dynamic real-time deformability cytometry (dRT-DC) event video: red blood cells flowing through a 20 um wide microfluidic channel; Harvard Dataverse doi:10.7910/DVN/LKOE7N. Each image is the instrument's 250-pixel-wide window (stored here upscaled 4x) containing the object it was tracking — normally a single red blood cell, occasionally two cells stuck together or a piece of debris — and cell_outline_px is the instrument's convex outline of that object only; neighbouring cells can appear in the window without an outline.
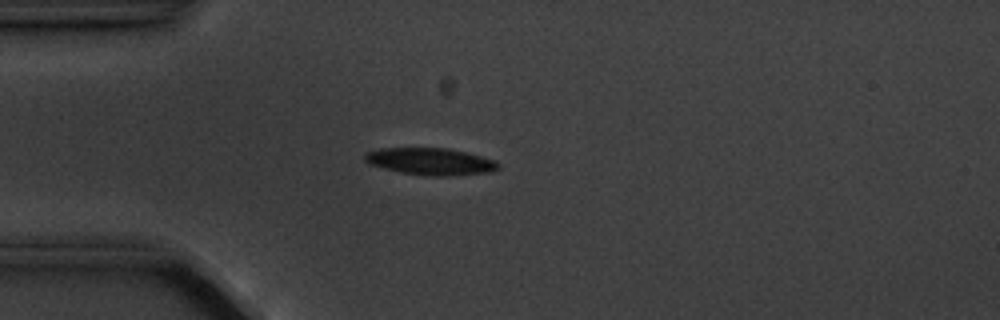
{"species": "common noctule bat (a hibernating species)", "species_latin": "Nyctalus noctula", "temperature_condition": "cold", "stored_images_in_passage": 4, "camera_frame_rate_fps": 3000, "um_per_image_px": 0.085, "animal": {"sex": "male", "body_mass_g": 20.1, "forearm_length_mm": 53.5}, "frame": {"image": 1, "passage_image": 4, "time_ms": 3.333, "image_size_px": [1000, 320], "cell_outline_px": [[500, 168], [492, 172], [448, 176], [432, 176], [400, 172], [368, 164], [364, 160], [364, 156], [368, 152], [380, 148], [448, 148], [496, 160], [500, 164]], "centroid_in_image_um": [36.62, 13.73], "position_along_channel_um": 48.4, "area_um2": 20.98}}